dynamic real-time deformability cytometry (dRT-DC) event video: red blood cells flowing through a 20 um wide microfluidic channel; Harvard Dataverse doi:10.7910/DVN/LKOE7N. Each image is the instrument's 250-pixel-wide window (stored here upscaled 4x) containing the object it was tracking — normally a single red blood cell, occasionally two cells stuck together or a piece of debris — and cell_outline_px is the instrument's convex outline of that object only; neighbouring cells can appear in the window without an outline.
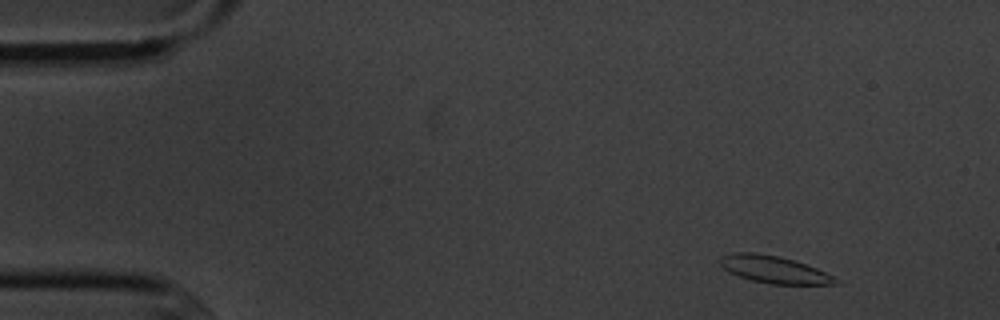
{"species": "common noctule bat (a hibernating species)", "species_latin": "Nyctalus noctula", "temperature_condition": "cold", "stored_images_in_passage": 4, "camera_frame_rate_fps": 3000, "um_per_image_px": 0.085, "animal": {"sex": "male", "body_mass_g": 20.1, "forearm_length_mm": 53.5}, "frame": {"image": 1, "passage_image": 2, "time_ms": 1.0, "image_size_px": [1000, 320], "cell_outline_px": [[840, 284], [772, 284], [752, 280], [728, 272], [720, 264], [720, 256], [732, 252], [756, 252], [776, 256], [792, 260], [816, 268], [840, 280]], "centroid_in_image_um": [65.76, 22.9], "position_along_channel_um": 19.2, "area_um2": 18.09}}